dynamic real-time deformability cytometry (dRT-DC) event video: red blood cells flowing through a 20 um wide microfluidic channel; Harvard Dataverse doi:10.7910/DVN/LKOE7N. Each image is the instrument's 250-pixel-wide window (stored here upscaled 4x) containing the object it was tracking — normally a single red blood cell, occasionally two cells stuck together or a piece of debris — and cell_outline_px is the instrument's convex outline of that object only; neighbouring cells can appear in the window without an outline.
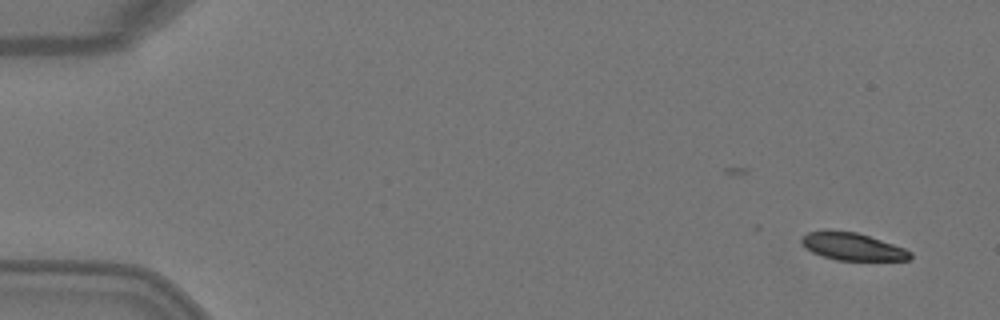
{"species": "Egyptian fruit bat (a non-hibernating species)", "species_latin": "Rousettus aegyptiacus", "temperature_condition": "warm", "stored_images_in_passage": 5, "camera_frame_rate_fps": 3000, "um_per_image_px": 0.085, "animal": {"sex": "female"}, "frame": {"image": 1, "passage_image": 1, "time_ms": 0.0, "image_size_px": [1000, 320], "cell_outline_px": [[912, 256], [908, 260], [836, 260], [812, 252], [800, 240], [808, 232], [824, 228], [856, 232], [904, 248], [912, 252]], "centroid_in_image_um": [72.44, 20.93], "position_along_channel_um": 12.6, "area_um2": 17.34}}
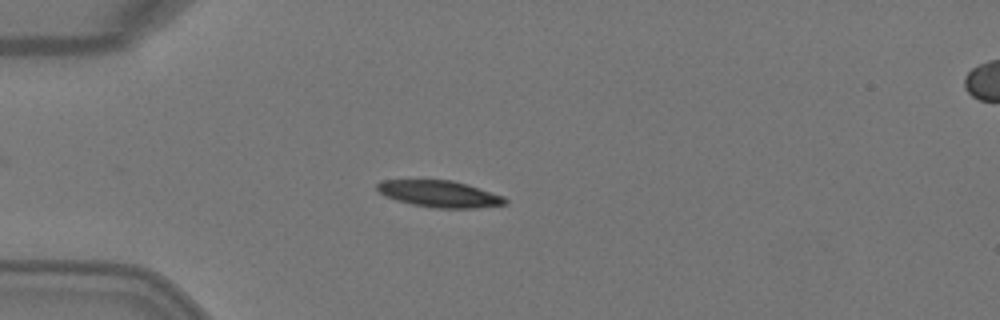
{"frame": {"image": 2, "passage_image": 4, "time_ms": 1.0, "image_size_px": [1000, 320], "cell_outline_px": [[508, 204], [476, 208], [432, 208], [412, 204], [396, 200], [384, 196], [376, 188], [376, 184], [380, 180], [452, 180], [468, 184], [504, 196], [508, 200]], "centroid_in_image_um": [37.37, 16.48], "position_along_channel_um": 47.6, "area_um2": 20.06}}